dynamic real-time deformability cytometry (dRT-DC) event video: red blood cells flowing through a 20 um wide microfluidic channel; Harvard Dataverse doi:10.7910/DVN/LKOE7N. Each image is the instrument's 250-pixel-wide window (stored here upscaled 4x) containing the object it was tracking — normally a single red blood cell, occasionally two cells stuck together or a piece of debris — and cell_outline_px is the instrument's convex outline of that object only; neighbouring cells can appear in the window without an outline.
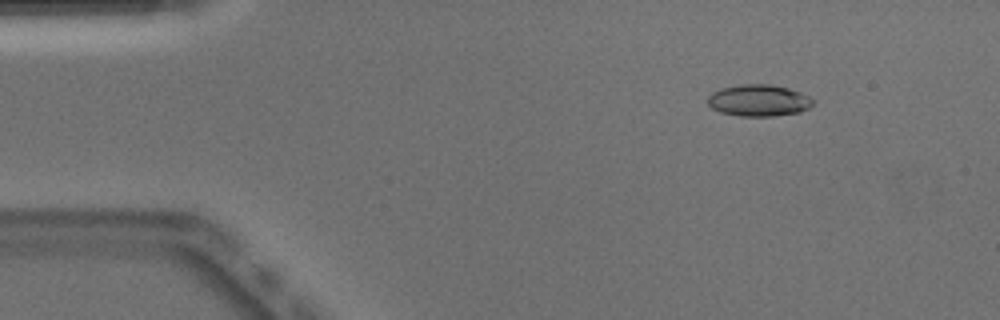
{"species": "Egyptian fruit bat (a non-hibernating species)", "species_latin": "Rousettus aegyptiacus", "temperature_condition": "warm", "stored_images_in_passage": 49, "camera_frame_rate_fps": 3000, "um_per_image_px": 0.085, "animal": {"sex": "male"}, "frame": {"image": 1, "passage_image": 5, "time_ms": 1.333, "image_size_px": [1000, 320], "cell_outline_px": [[816, 100], [808, 108], [800, 112], [772, 116], [740, 116], [720, 112], [712, 108], [708, 104], [708, 96], [712, 92], [720, 88], [740, 84], [772, 84], [788, 88], [800, 92]], "centroid_in_image_um": [64.49, 8.53], "position_along_channel_um": 20.5, "area_um2": 19.54}}
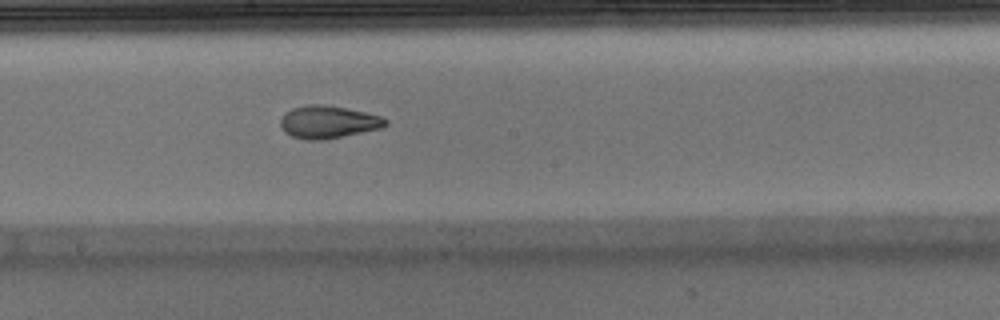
{"frame": {"image": 2, "passage_image": 26, "time_ms": 8.333, "image_size_px": [1000, 320], "cell_outline_px": [[388, 124], [380, 128], [344, 136], [324, 140], [304, 140], [292, 136], [284, 132], [280, 124], [280, 120], [292, 108], [308, 104], [324, 104], [364, 112], [380, 116], [388, 120]], "centroid_in_image_um": [27.88, 10.38], "position_along_channel_um": 220.3, "area_um2": 19.83}}
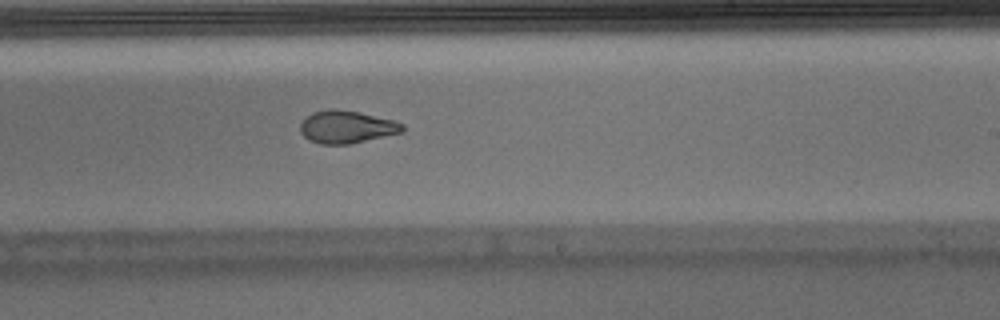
{"frame": {"image": 3, "passage_image": 29, "time_ms": 9.333, "image_size_px": [1000, 320], "cell_outline_px": [[404, 132], [348, 144], [320, 144], [308, 140], [300, 132], [300, 124], [312, 112], [328, 108], [336, 108], [360, 112], [392, 120], [404, 124]], "centroid_in_image_um": [29.45, 10.78], "position_along_channel_um": 259.6, "area_um2": 19.48}, "authors_computed_cell_mechanics": {"area_um2": 19.941, "velocity_mm_per_s": 3.9401, "shape_relaxation_time_tau1_ms": 9.7344, "shape_relaxation_time_tau2_ms": 1.564, "deformation_change_tau1": 0.2614, "deformation_change_tau2": 0.0712}}